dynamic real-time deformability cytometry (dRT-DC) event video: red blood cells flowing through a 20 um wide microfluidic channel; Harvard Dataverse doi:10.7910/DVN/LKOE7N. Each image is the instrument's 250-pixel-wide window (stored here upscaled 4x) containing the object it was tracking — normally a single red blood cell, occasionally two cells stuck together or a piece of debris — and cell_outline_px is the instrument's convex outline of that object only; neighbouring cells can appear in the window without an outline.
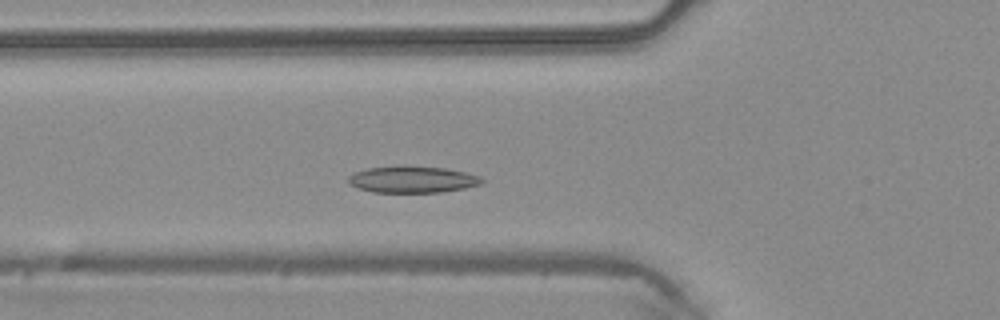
{"species": "common noctule bat (a hibernating species)", "species_latin": "Nyctalus noctula", "temperature_condition": "warm", "stored_images_in_passage": 40, "camera_frame_rate_fps": 3000, "um_per_image_px": 0.085, "animal": {"sex": "male", "body_mass_g": 20.4}, "frame": {"image": 1, "passage_image": 10, "time_ms": 3.0, "image_size_px": [1000, 320], "cell_outline_px": [[484, 180], [480, 184], [464, 188], [444, 192], [372, 192], [348, 184], [348, 176], [352, 172], [368, 168], [400, 164], [444, 168], [464, 172], [480, 176]], "centroid_in_image_um": [35.01, 15.23], "position_along_channel_um": 90.8, "area_um2": 21.04}}
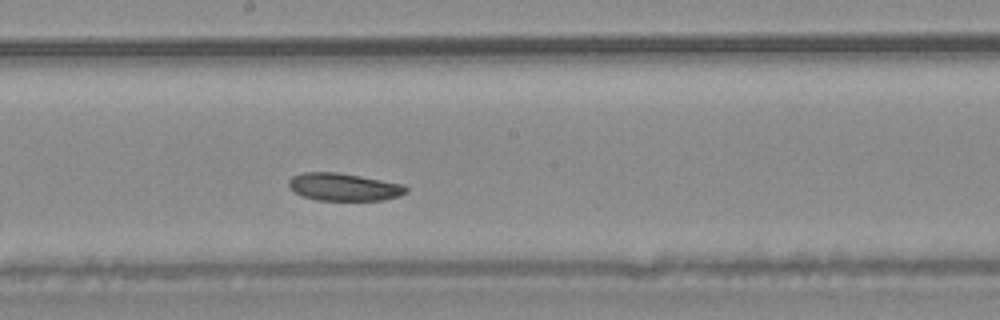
{"frame": {"image": 2, "passage_image": 19, "time_ms": 6.0, "image_size_px": [1000, 320], "cell_outline_px": [[408, 192], [400, 196], [384, 200], [316, 200], [304, 196], [288, 188], [288, 180], [292, 176], [304, 172], [336, 172], [360, 176], [404, 184], [408, 188]], "centroid_in_image_um": [29.24, 15.89], "position_along_channel_um": 219.0, "area_um2": 18.96}}
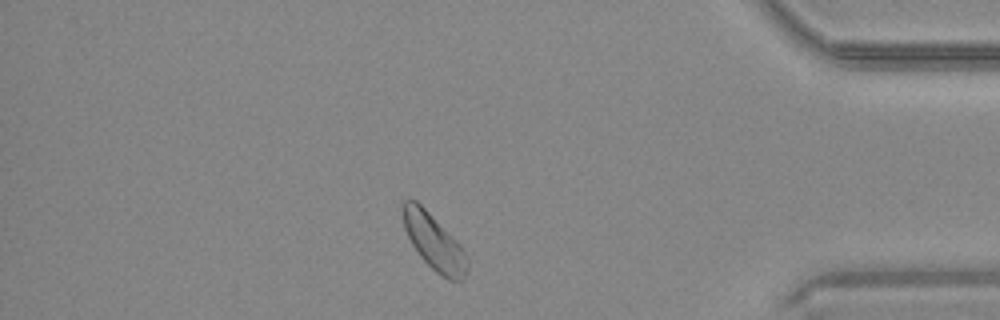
{"frame": {"image": 3, "passage_image": 34, "time_ms": 11.0, "image_size_px": [1000, 320], "cell_outline_px": [[468, 272], [464, 280], [448, 280], [440, 276], [420, 256], [412, 244], [404, 228], [404, 200], [416, 200], [460, 244], [468, 256]], "centroid_in_image_um": [36.95, 20.64], "position_along_channel_um": 398.3, "area_um2": 20.58}}